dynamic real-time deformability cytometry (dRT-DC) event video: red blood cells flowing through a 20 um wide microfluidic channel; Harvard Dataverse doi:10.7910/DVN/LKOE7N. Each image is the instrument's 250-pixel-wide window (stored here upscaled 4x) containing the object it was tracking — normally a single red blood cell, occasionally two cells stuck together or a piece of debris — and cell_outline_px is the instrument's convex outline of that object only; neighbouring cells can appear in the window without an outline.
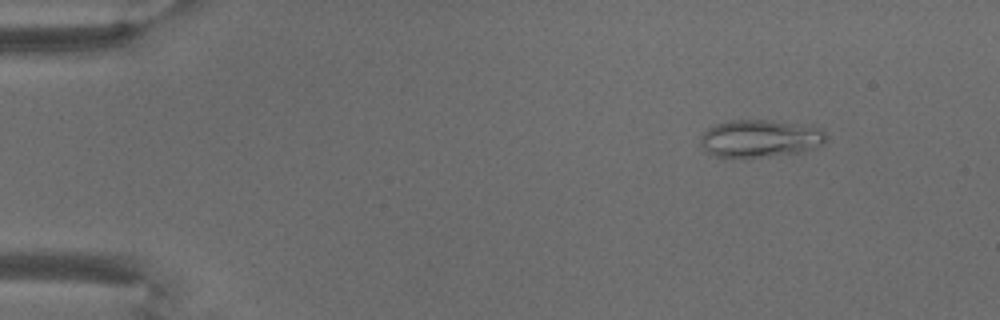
{"species": "common noctule bat (a hibernating species)", "species_latin": "Nyctalus noctula", "temperature_condition": "warm", "stored_images_in_passage": 72, "camera_frame_rate_fps": 3000, "um_per_image_px": 0.085, "animal": {"sex": "male", "body_mass_g": 18.8}, "frame": {"image": 1, "passage_image": 9, "time_ms": 2.667, "image_size_px": [1000, 320], "cell_outline_px": [[828, 136], [820, 144], [804, 152], [748, 160], [744, 160], [716, 156], [704, 152], [700, 144], [700, 136], [708, 128], [716, 124], [728, 120], [768, 120], [796, 124], [820, 128]], "centroid_in_image_um": [64.53, 11.82], "position_along_channel_um": 20.5, "area_um2": 28.21}}
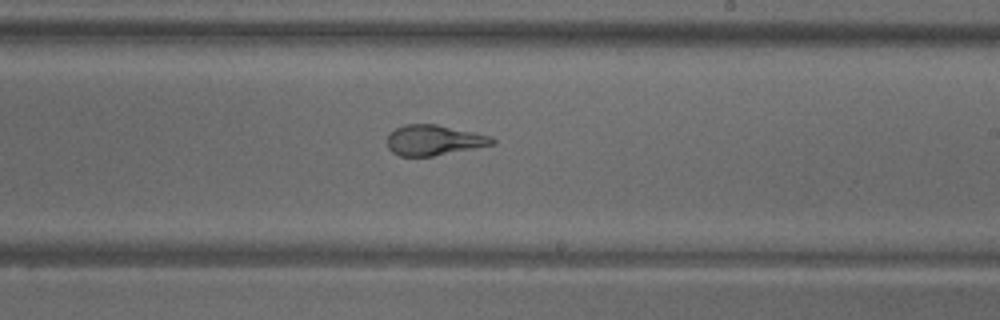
{"frame": {"image": 2, "passage_image": 44, "time_ms": 14.333, "image_size_px": [1000, 320], "cell_outline_px": [[496, 144], [432, 156], [400, 156], [392, 152], [388, 148], [388, 136], [396, 128], [404, 124], [436, 124], [476, 132], [492, 136], [496, 140]], "centroid_in_image_um": [36.92, 11.91], "position_along_channel_um": 252.1, "area_um2": 18.61}}
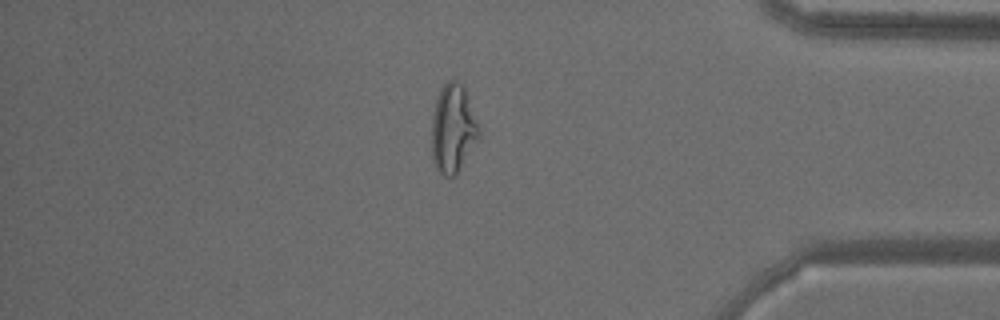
{"frame": {"image": 3, "passage_image": 62, "time_ms": 20.333, "image_size_px": [1000, 320], "cell_outline_px": [[480, 136], [456, 176], [444, 176], [436, 168], [432, 156], [432, 112], [440, 88], [448, 80], [456, 80], [464, 84], [480, 132]], "centroid_in_image_um": [38.5, 10.92], "position_along_channel_um": 396.7, "area_um2": 24.45}}